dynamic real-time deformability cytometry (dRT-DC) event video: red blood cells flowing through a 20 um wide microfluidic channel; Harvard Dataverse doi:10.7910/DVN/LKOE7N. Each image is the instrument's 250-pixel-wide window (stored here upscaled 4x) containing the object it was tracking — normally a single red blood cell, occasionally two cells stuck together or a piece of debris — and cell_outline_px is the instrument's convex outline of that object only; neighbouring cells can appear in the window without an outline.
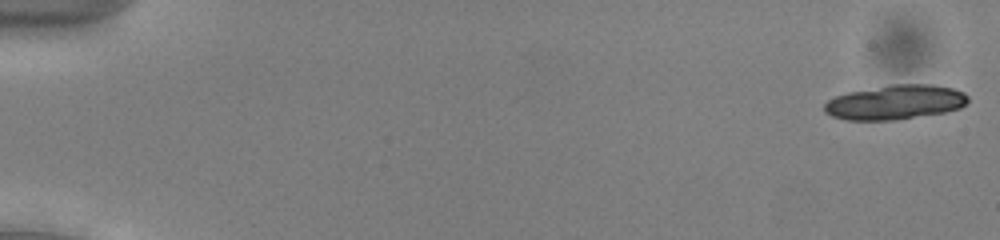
{"species": "common noctule bat (a hibernating species)", "species_latin": "Nyctalus noctula", "temperature_condition": "cold", "stored_images_in_passage": 17, "camera_frame_rate_fps": 3000, "um_per_image_px": 0.085, "animal": {"sex": "male", "body_mass_g": 13.0, "forearm_length_mm": 53.1}, "frame": {"image": 1, "passage_image": 1, "time_ms": 0.0, "image_size_px": [1000, 240], "cell_outline_px": [[968, 100], [960, 108], [944, 112], [896, 120], [848, 120], [832, 116], [824, 112], [824, 104], [828, 100], [836, 96], [848, 92], [892, 84], [932, 84], [952, 88], [964, 92], [968, 96]], "centroid_in_image_um": [76.09, 8.69], "position_along_channel_um": 8.9, "area_um2": 28.84}}